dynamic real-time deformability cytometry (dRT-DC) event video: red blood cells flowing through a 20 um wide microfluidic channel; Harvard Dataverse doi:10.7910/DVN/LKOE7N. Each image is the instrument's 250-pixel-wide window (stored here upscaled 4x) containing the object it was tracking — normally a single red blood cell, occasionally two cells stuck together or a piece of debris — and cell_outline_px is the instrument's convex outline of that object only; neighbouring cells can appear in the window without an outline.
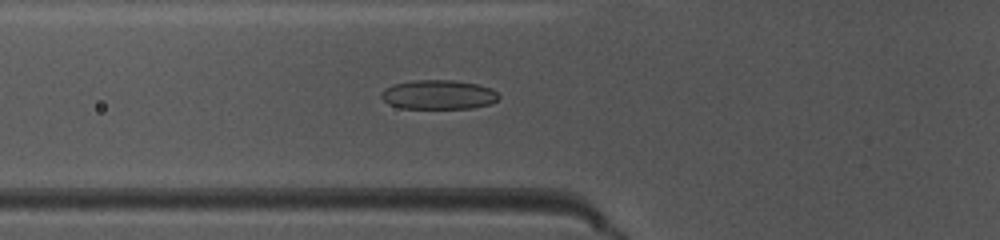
{"species": "common noctule bat (a hibernating species)", "species_latin": "Nyctalus noctula", "temperature_condition": "warm", "stored_images_in_passage": 49, "camera_frame_rate_fps": 3000, "um_per_image_px": 0.085, "animal": {"sex": "female", "body_mass_g": 10.0, "forearm_length_mm": 53.1}, "frame": {"image": 1, "passage_image": 18, "time_ms": 5.667, "image_size_px": [1000, 240], "cell_outline_px": [[500, 96], [492, 104], [472, 108], [400, 108], [388, 104], [380, 96], [380, 92], [384, 88], [392, 84], [416, 80], [456, 80], [476, 84], [492, 88]], "centroid_in_image_um": [37.25, 8.04], "position_along_channel_um": 88.5, "area_um2": 20.23}}
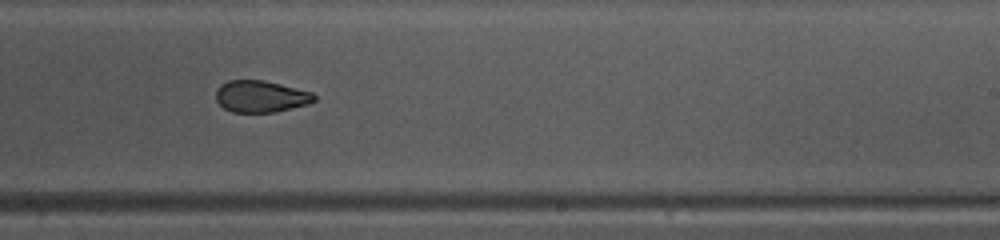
{"frame": {"image": 2, "passage_image": 31, "time_ms": 10.0, "image_size_px": [1000, 240], "cell_outline_px": [[316, 100], [308, 104], [276, 112], [232, 112], [224, 108], [216, 100], [216, 88], [220, 84], [228, 80], [264, 80], [312, 92], [316, 96]], "centroid_in_image_um": [22.15, 8.19], "position_along_channel_um": 266.8, "area_um2": 18.26}}
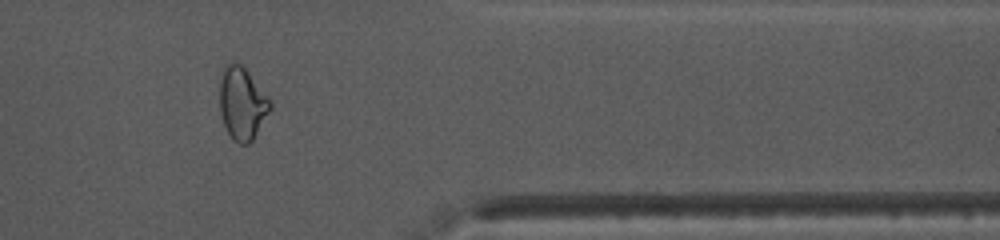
{"frame": {"image": 3, "passage_image": 41, "time_ms": 13.333, "image_size_px": [1000, 240], "cell_outline_px": [[272, 108], [252, 140], [248, 144], [240, 144], [232, 140], [224, 124], [220, 112], [220, 76], [224, 68], [232, 60], [240, 64], [244, 68], [272, 104]], "centroid_in_image_um": [20.56, 8.81], "position_along_channel_um": 390.8, "area_um2": 20.92}, "authors_computed_cell_mechanics": {"area_um2": 20.23, "velocity_mm_per_s": 4.0879, "shape_relaxation_time_tau1_ms": 5.3035, "shape_relaxation_time_tau2_ms": 1.7128, "deformation_change_tau1": 0.149, "deformation_change_tau2": 0.067}}